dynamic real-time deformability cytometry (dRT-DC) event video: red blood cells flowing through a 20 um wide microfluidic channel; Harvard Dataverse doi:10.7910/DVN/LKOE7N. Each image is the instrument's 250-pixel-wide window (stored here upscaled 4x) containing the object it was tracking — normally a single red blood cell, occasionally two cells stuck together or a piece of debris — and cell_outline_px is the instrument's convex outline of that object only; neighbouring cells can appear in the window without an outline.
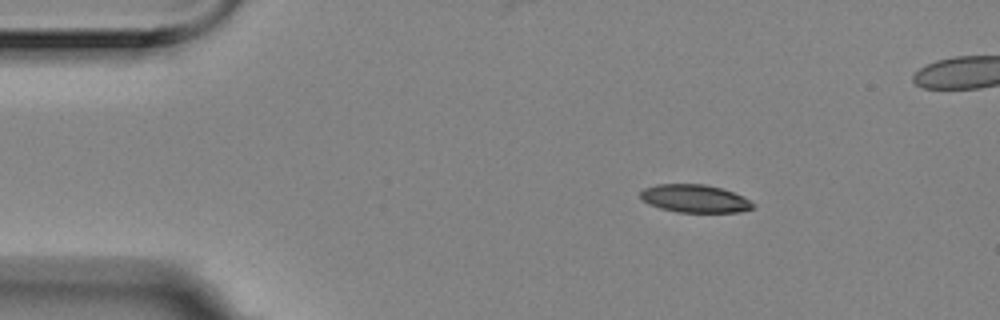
{"species": "Egyptian fruit bat (a non-hibernating species)", "species_latin": "Rousettus aegyptiacus", "temperature_condition": "room temperature", "stored_images_in_passage": 4, "camera_frame_rate_fps": 3000, "um_per_image_px": 0.085, "animal": {"sex": "female"}, "frame": {"image": 1, "passage_image": 1, "time_ms": 0.0, "image_size_px": [1000, 320], "cell_outline_px": [[756, 204], [752, 208], [740, 212], [676, 212], [660, 208], [648, 204], [640, 200], [640, 192], [644, 188], [656, 184], [704, 184], [720, 188], [732, 192]], "centroid_in_image_um": [58.99, 16.88], "position_along_channel_um": 26.0, "area_um2": 18.26}}